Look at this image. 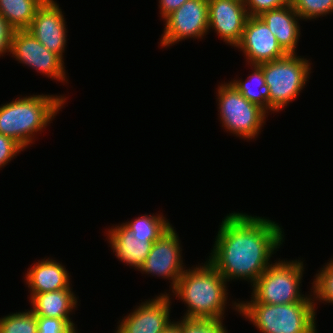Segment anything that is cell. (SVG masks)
<instances>
[{
    "label": "cell",
    "instance_id": "1",
    "mask_svg": "<svg viewBox=\"0 0 333 333\" xmlns=\"http://www.w3.org/2000/svg\"><path fill=\"white\" fill-rule=\"evenodd\" d=\"M219 226L207 261L227 282L242 279L252 285L283 244V228L269 218L239 212L227 214Z\"/></svg>",
    "mask_w": 333,
    "mask_h": 333
},
{
    "label": "cell",
    "instance_id": "2",
    "mask_svg": "<svg viewBox=\"0 0 333 333\" xmlns=\"http://www.w3.org/2000/svg\"><path fill=\"white\" fill-rule=\"evenodd\" d=\"M227 281L208 262L186 269L172 293L185 305L183 317L199 319H224L228 290Z\"/></svg>",
    "mask_w": 333,
    "mask_h": 333
},
{
    "label": "cell",
    "instance_id": "3",
    "mask_svg": "<svg viewBox=\"0 0 333 333\" xmlns=\"http://www.w3.org/2000/svg\"><path fill=\"white\" fill-rule=\"evenodd\" d=\"M65 100L62 95L33 94L5 103L0 106V134L14 139L26 149L33 142L34 135L46 128L64 107Z\"/></svg>",
    "mask_w": 333,
    "mask_h": 333
},
{
    "label": "cell",
    "instance_id": "4",
    "mask_svg": "<svg viewBox=\"0 0 333 333\" xmlns=\"http://www.w3.org/2000/svg\"><path fill=\"white\" fill-rule=\"evenodd\" d=\"M315 301L290 304L232 303L262 333H318Z\"/></svg>",
    "mask_w": 333,
    "mask_h": 333
},
{
    "label": "cell",
    "instance_id": "5",
    "mask_svg": "<svg viewBox=\"0 0 333 333\" xmlns=\"http://www.w3.org/2000/svg\"><path fill=\"white\" fill-rule=\"evenodd\" d=\"M304 266L301 260L271 262V265L252 284L251 301L239 303L290 304L314 301L313 296L303 295L299 287Z\"/></svg>",
    "mask_w": 333,
    "mask_h": 333
},
{
    "label": "cell",
    "instance_id": "6",
    "mask_svg": "<svg viewBox=\"0 0 333 333\" xmlns=\"http://www.w3.org/2000/svg\"><path fill=\"white\" fill-rule=\"evenodd\" d=\"M287 54L284 58L259 64L269 87V111L282 110L303 90L312 69L306 58Z\"/></svg>",
    "mask_w": 333,
    "mask_h": 333
},
{
    "label": "cell",
    "instance_id": "7",
    "mask_svg": "<svg viewBox=\"0 0 333 333\" xmlns=\"http://www.w3.org/2000/svg\"><path fill=\"white\" fill-rule=\"evenodd\" d=\"M217 92L222 127L245 140L255 138L265 124L267 112L248 101L230 82L221 83Z\"/></svg>",
    "mask_w": 333,
    "mask_h": 333
},
{
    "label": "cell",
    "instance_id": "8",
    "mask_svg": "<svg viewBox=\"0 0 333 333\" xmlns=\"http://www.w3.org/2000/svg\"><path fill=\"white\" fill-rule=\"evenodd\" d=\"M208 17V0H188L164 19L161 46H173L187 38H203L209 32Z\"/></svg>",
    "mask_w": 333,
    "mask_h": 333
},
{
    "label": "cell",
    "instance_id": "9",
    "mask_svg": "<svg viewBox=\"0 0 333 333\" xmlns=\"http://www.w3.org/2000/svg\"><path fill=\"white\" fill-rule=\"evenodd\" d=\"M15 60L57 81H68L64 59L44 47L27 29L15 30L11 53Z\"/></svg>",
    "mask_w": 333,
    "mask_h": 333
},
{
    "label": "cell",
    "instance_id": "10",
    "mask_svg": "<svg viewBox=\"0 0 333 333\" xmlns=\"http://www.w3.org/2000/svg\"><path fill=\"white\" fill-rule=\"evenodd\" d=\"M180 243L174 227H169L153 242L149 255L139 271L171 280L173 290L185 271Z\"/></svg>",
    "mask_w": 333,
    "mask_h": 333
},
{
    "label": "cell",
    "instance_id": "11",
    "mask_svg": "<svg viewBox=\"0 0 333 333\" xmlns=\"http://www.w3.org/2000/svg\"><path fill=\"white\" fill-rule=\"evenodd\" d=\"M170 299L165 292L141 303L121 320L115 333H162L173 322Z\"/></svg>",
    "mask_w": 333,
    "mask_h": 333
},
{
    "label": "cell",
    "instance_id": "12",
    "mask_svg": "<svg viewBox=\"0 0 333 333\" xmlns=\"http://www.w3.org/2000/svg\"><path fill=\"white\" fill-rule=\"evenodd\" d=\"M236 47L242 50L250 65L278 60L287 55L276 36L258 16H249L242 39Z\"/></svg>",
    "mask_w": 333,
    "mask_h": 333
},
{
    "label": "cell",
    "instance_id": "13",
    "mask_svg": "<svg viewBox=\"0 0 333 333\" xmlns=\"http://www.w3.org/2000/svg\"><path fill=\"white\" fill-rule=\"evenodd\" d=\"M208 29L215 30L225 43L236 47L249 18L242 0H208Z\"/></svg>",
    "mask_w": 333,
    "mask_h": 333
},
{
    "label": "cell",
    "instance_id": "14",
    "mask_svg": "<svg viewBox=\"0 0 333 333\" xmlns=\"http://www.w3.org/2000/svg\"><path fill=\"white\" fill-rule=\"evenodd\" d=\"M62 9L54 0H44L27 29L44 47L63 59L67 29Z\"/></svg>",
    "mask_w": 333,
    "mask_h": 333
},
{
    "label": "cell",
    "instance_id": "15",
    "mask_svg": "<svg viewBox=\"0 0 333 333\" xmlns=\"http://www.w3.org/2000/svg\"><path fill=\"white\" fill-rule=\"evenodd\" d=\"M276 36L278 44L287 54H296L300 37L299 21L301 17L292 5L263 12L258 16Z\"/></svg>",
    "mask_w": 333,
    "mask_h": 333
},
{
    "label": "cell",
    "instance_id": "16",
    "mask_svg": "<svg viewBox=\"0 0 333 333\" xmlns=\"http://www.w3.org/2000/svg\"><path fill=\"white\" fill-rule=\"evenodd\" d=\"M25 276L30 289V299L37 293H46L70 287L66 267L53 259H42L28 268Z\"/></svg>",
    "mask_w": 333,
    "mask_h": 333
},
{
    "label": "cell",
    "instance_id": "17",
    "mask_svg": "<svg viewBox=\"0 0 333 333\" xmlns=\"http://www.w3.org/2000/svg\"><path fill=\"white\" fill-rule=\"evenodd\" d=\"M107 238L116 257L138 271L144 265L153 242L139 241L123 224L108 229Z\"/></svg>",
    "mask_w": 333,
    "mask_h": 333
},
{
    "label": "cell",
    "instance_id": "18",
    "mask_svg": "<svg viewBox=\"0 0 333 333\" xmlns=\"http://www.w3.org/2000/svg\"><path fill=\"white\" fill-rule=\"evenodd\" d=\"M30 300V310L36 316L61 319H71L69 316L74 308H77L78 302L71 286L62 290L37 293Z\"/></svg>",
    "mask_w": 333,
    "mask_h": 333
},
{
    "label": "cell",
    "instance_id": "19",
    "mask_svg": "<svg viewBox=\"0 0 333 333\" xmlns=\"http://www.w3.org/2000/svg\"><path fill=\"white\" fill-rule=\"evenodd\" d=\"M44 0H0V14L15 30L28 29Z\"/></svg>",
    "mask_w": 333,
    "mask_h": 333
},
{
    "label": "cell",
    "instance_id": "20",
    "mask_svg": "<svg viewBox=\"0 0 333 333\" xmlns=\"http://www.w3.org/2000/svg\"><path fill=\"white\" fill-rule=\"evenodd\" d=\"M250 67H253V72L247 77L245 81H243L242 79H235L233 81L231 80L230 83L248 101L260 106L267 113H269V87L267 86V84H265L263 71L258 65H250Z\"/></svg>",
    "mask_w": 333,
    "mask_h": 333
},
{
    "label": "cell",
    "instance_id": "21",
    "mask_svg": "<svg viewBox=\"0 0 333 333\" xmlns=\"http://www.w3.org/2000/svg\"><path fill=\"white\" fill-rule=\"evenodd\" d=\"M139 241L154 242L172 225L161 214L141 215L133 221L122 223Z\"/></svg>",
    "mask_w": 333,
    "mask_h": 333
},
{
    "label": "cell",
    "instance_id": "22",
    "mask_svg": "<svg viewBox=\"0 0 333 333\" xmlns=\"http://www.w3.org/2000/svg\"><path fill=\"white\" fill-rule=\"evenodd\" d=\"M37 332V316L31 310L12 313L0 318V333Z\"/></svg>",
    "mask_w": 333,
    "mask_h": 333
},
{
    "label": "cell",
    "instance_id": "23",
    "mask_svg": "<svg viewBox=\"0 0 333 333\" xmlns=\"http://www.w3.org/2000/svg\"><path fill=\"white\" fill-rule=\"evenodd\" d=\"M316 278V279H315ZM311 292L314 301L333 304V260H330L314 277ZM313 290V291H312Z\"/></svg>",
    "mask_w": 333,
    "mask_h": 333
},
{
    "label": "cell",
    "instance_id": "24",
    "mask_svg": "<svg viewBox=\"0 0 333 333\" xmlns=\"http://www.w3.org/2000/svg\"><path fill=\"white\" fill-rule=\"evenodd\" d=\"M291 5L306 21L333 13V0H291Z\"/></svg>",
    "mask_w": 333,
    "mask_h": 333
},
{
    "label": "cell",
    "instance_id": "25",
    "mask_svg": "<svg viewBox=\"0 0 333 333\" xmlns=\"http://www.w3.org/2000/svg\"><path fill=\"white\" fill-rule=\"evenodd\" d=\"M181 321H173L180 329L181 333H228L223 326V319H199L181 318Z\"/></svg>",
    "mask_w": 333,
    "mask_h": 333
},
{
    "label": "cell",
    "instance_id": "26",
    "mask_svg": "<svg viewBox=\"0 0 333 333\" xmlns=\"http://www.w3.org/2000/svg\"><path fill=\"white\" fill-rule=\"evenodd\" d=\"M37 333H78L72 319L37 316Z\"/></svg>",
    "mask_w": 333,
    "mask_h": 333
},
{
    "label": "cell",
    "instance_id": "27",
    "mask_svg": "<svg viewBox=\"0 0 333 333\" xmlns=\"http://www.w3.org/2000/svg\"><path fill=\"white\" fill-rule=\"evenodd\" d=\"M249 16H260L263 12L291 4V0H245Z\"/></svg>",
    "mask_w": 333,
    "mask_h": 333
},
{
    "label": "cell",
    "instance_id": "28",
    "mask_svg": "<svg viewBox=\"0 0 333 333\" xmlns=\"http://www.w3.org/2000/svg\"><path fill=\"white\" fill-rule=\"evenodd\" d=\"M23 150L24 148L14 139L0 134V168L8 164Z\"/></svg>",
    "mask_w": 333,
    "mask_h": 333
},
{
    "label": "cell",
    "instance_id": "29",
    "mask_svg": "<svg viewBox=\"0 0 333 333\" xmlns=\"http://www.w3.org/2000/svg\"><path fill=\"white\" fill-rule=\"evenodd\" d=\"M15 29L9 22L0 14V56L11 53L12 37Z\"/></svg>",
    "mask_w": 333,
    "mask_h": 333
},
{
    "label": "cell",
    "instance_id": "30",
    "mask_svg": "<svg viewBox=\"0 0 333 333\" xmlns=\"http://www.w3.org/2000/svg\"><path fill=\"white\" fill-rule=\"evenodd\" d=\"M187 1L188 0H159L160 15L162 19H165Z\"/></svg>",
    "mask_w": 333,
    "mask_h": 333
},
{
    "label": "cell",
    "instance_id": "31",
    "mask_svg": "<svg viewBox=\"0 0 333 333\" xmlns=\"http://www.w3.org/2000/svg\"><path fill=\"white\" fill-rule=\"evenodd\" d=\"M162 333H181V329L172 322Z\"/></svg>",
    "mask_w": 333,
    "mask_h": 333
}]
</instances>
